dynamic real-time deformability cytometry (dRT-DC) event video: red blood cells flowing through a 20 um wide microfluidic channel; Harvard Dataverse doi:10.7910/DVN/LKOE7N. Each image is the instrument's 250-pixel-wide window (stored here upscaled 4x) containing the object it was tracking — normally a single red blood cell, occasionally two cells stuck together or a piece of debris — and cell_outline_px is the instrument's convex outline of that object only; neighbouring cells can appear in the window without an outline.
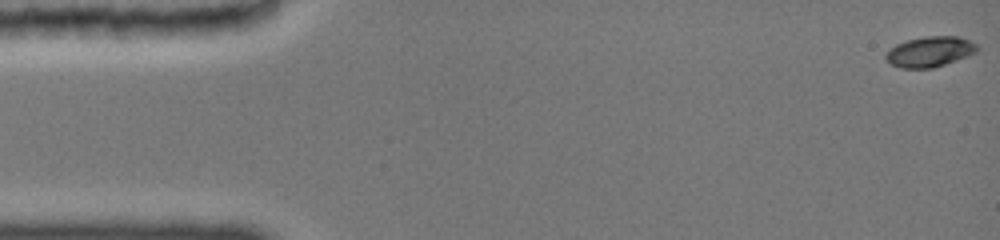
{"species": "common noctule bat (a hibernating species)", "species_latin": "Nyctalus noctula", "temperature_condition": "cold", "stored_images_in_passage": 12, "camera_frame_rate_fps": 3000, "um_per_image_px": 0.085, "animal": {"sex": "female", "body_mass_g": 19.0, "forearm_length_mm": 51.5}, "frame": {"image": 1, "passage_image": 1, "time_ms": 0.0, "image_size_px": [1000, 240], "cell_outline_px": [[980, 48], [976, 52], [968, 56], [932, 68], [900, 68], [892, 64], [884, 56], [896, 44], [908, 40], [924, 36], [956, 36], [968, 40], [976, 44]], "centroid_in_image_um": [79.06, 4.39], "position_along_channel_um": 5.9, "area_um2": 15.95}}
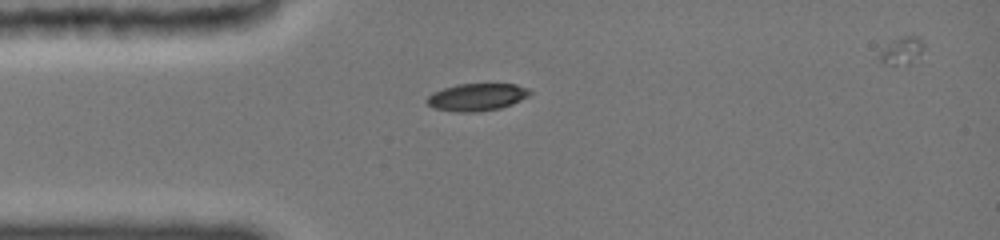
{"frame": {"image": 2, "passage_image": 9, "time_ms": 4.0, "image_size_px": [1000, 240], "cell_outline_px": [[532, 92], [528, 96], [512, 104], [500, 108], [468, 112], [436, 108], [428, 104], [424, 100], [432, 92], [456, 84], [516, 84], [528, 88]], "centroid_in_image_um": [40.54, 8.23], "position_along_channel_um": 44.5, "area_um2": 16.13}}